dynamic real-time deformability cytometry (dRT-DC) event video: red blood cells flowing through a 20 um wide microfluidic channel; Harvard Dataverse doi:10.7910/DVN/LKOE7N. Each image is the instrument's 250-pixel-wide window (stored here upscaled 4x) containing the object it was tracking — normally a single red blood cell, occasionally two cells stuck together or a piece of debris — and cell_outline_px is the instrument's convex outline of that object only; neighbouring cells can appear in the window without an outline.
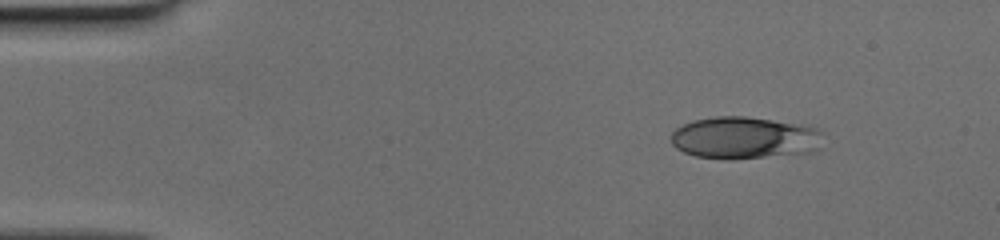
{"species": "human", "species_latin": "Homo sapiens", "temperature_condition": "cold", "stored_images_in_passage": 44, "camera_frame_rate_fps": 3000, "um_per_image_px": 0.085, "donor": {"sex": "female"}, "frame": {"image": 1, "passage_image": 1, "time_ms": 0.0, "image_size_px": [1000, 240], "cell_outline_px": [[824, 132], [812, 152], [728, 160], [724, 160], [696, 156], [684, 152], [676, 148], [672, 144], [672, 132], [676, 128], [692, 120], [716, 116], [748, 116], [808, 124], [820, 128]], "centroid_in_image_um": [63.28, 11.69], "position_along_channel_um": 21.7, "area_um2": 37.74}}
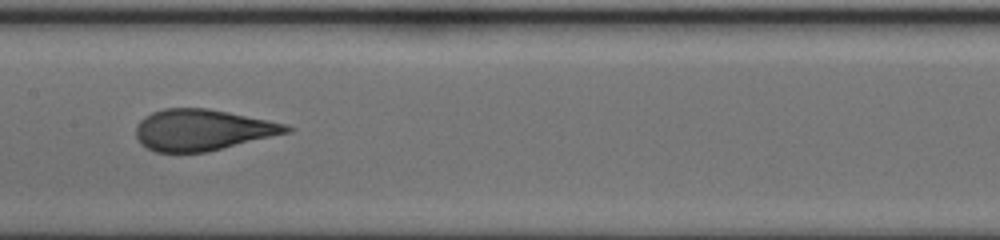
{"frame": {"image": 2, "passage_image": 20, "time_ms": 6.333, "image_size_px": [1000, 240], "cell_outline_px": [[292, 132], [208, 152], [156, 152], [140, 144], [136, 136], [136, 124], [144, 116], [152, 112], [164, 108], [208, 108], [288, 124], [292, 128]], "centroid_in_image_um": [17.21, 11.04], "position_along_channel_um": 190.2, "area_um2": 36.36}}
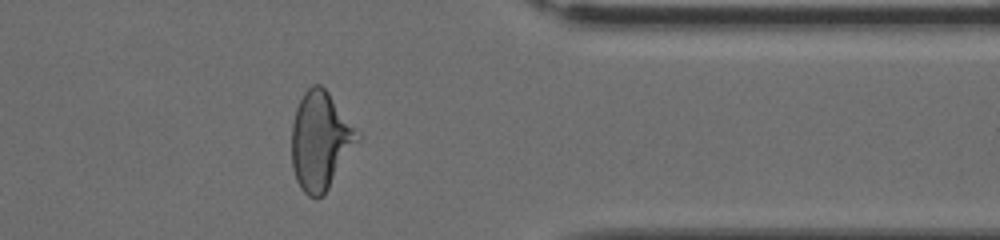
{"frame": {"image": 3, "passage_image": 35, "time_ms": 11.333, "image_size_px": [1000, 240], "cell_outline_px": [[360, 140], [324, 196], [316, 200], [308, 196], [300, 188], [296, 180], [292, 168], [292, 124], [296, 108], [304, 92], [312, 84], [320, 84], [328, 92], [360, 136]], "centroid_in_image_um": [27.21, 12.02], "position_along_channel_um": 384.2, "area_um2": 37.51}}